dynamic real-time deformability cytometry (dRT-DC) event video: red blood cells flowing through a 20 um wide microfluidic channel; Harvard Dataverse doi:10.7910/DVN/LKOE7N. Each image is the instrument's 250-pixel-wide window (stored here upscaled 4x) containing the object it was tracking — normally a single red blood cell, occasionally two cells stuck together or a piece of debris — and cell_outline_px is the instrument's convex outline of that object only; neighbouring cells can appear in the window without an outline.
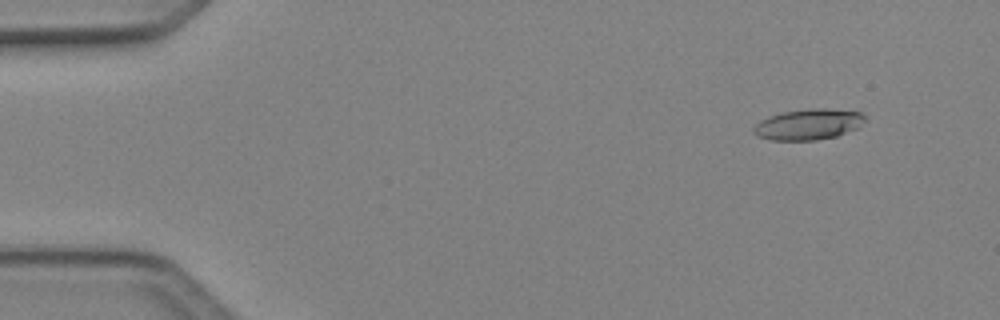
{"species": "Egyptian fruit bat (a non-hibernating species)", "species_latin": "Rousettus aegyptiacus", "temperature_condition": "cold", "stored_images_in_passage": 5, "camera_frame_rate_fps": 3000, "um_per_image_px": 0.085, "animal": {"sex": "female"}, "frame": {"image": 1, "passage_image": 2, "time_ms": 0.333, "image_size_px": [1000, 320], "cell_outline_px": [[864, 120], [856, 128], [836, 136], [816, 140], [772, 140], [760, 136], [752, 132], [752, 128], [756, 124], [772, 116], [784, 112], [812, 108], [828, 108], [860, 112], [864, 116]], "centroid_in_image_um": [68.72, 10.57], "position_along_channel_um": 16.3, "area_um2": 19.54}}
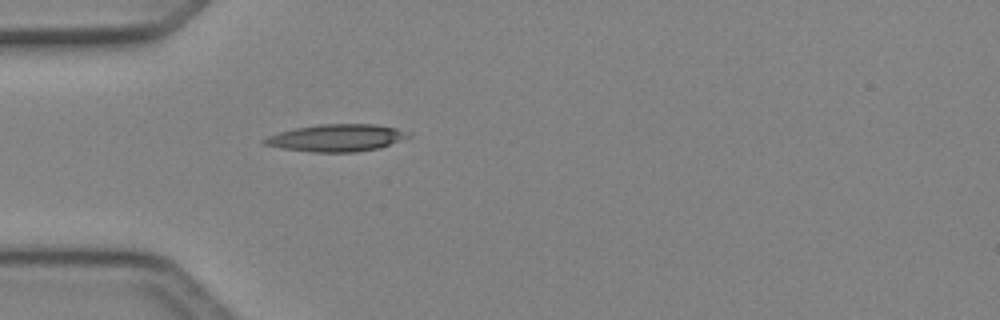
{"frame": {"image": 2, "passage_image": 5, "time_ms": 1.333, "image_size_px": [1000, 320], "cell_outline_px": [[412, 136], [380, 148], [356, 152], [312, 152], [280, 148], [264, 144], [260, 140], [268, 136], [280, 132], [296, 128], [320, 124], [376, 124], [396, 128], [412, 132]], "centroid_in_image_um": [28.65, 11.72], "position_along_channel_um": 56.4, "area_um2": 22.95}}